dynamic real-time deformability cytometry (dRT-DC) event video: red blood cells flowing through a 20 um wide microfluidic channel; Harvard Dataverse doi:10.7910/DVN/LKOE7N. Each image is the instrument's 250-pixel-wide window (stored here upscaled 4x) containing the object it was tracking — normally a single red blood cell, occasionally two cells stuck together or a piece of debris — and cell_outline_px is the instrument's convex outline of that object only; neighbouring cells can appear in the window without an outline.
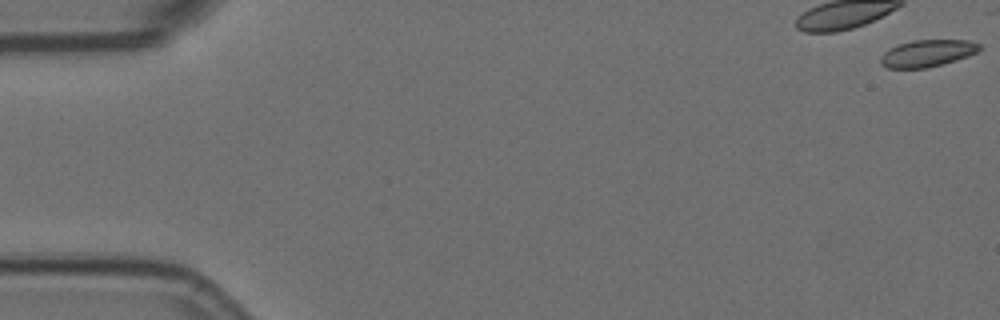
{"species": "Egyptian fruit bat (a non-hibernating species)", "species_latin": "Rousettus aegyptiacus", "temperature_condition": "room temperature", "stored_images_in_passage": 4, "camera_frame_rate_fps": 3000, "um_per_image_px": 0.085, "animal": {"sex": "female"}, "frame": {"image": 1, "passage_image": 1, "time_ms": 0.0, "image_size_px": [1000, 320], "cell_outline_px": [[980, 48], [976, 52], [968, 56], [956, 60], [924, 68], [888, 68], [880, 64], [880, 56], [888, 48], [912, 40], [968, 40], [980, 44]], "centroid_in_image_um": [78.78, 4.52], "position_along_channel_um": 6.2, "area_um2": 15.43}}
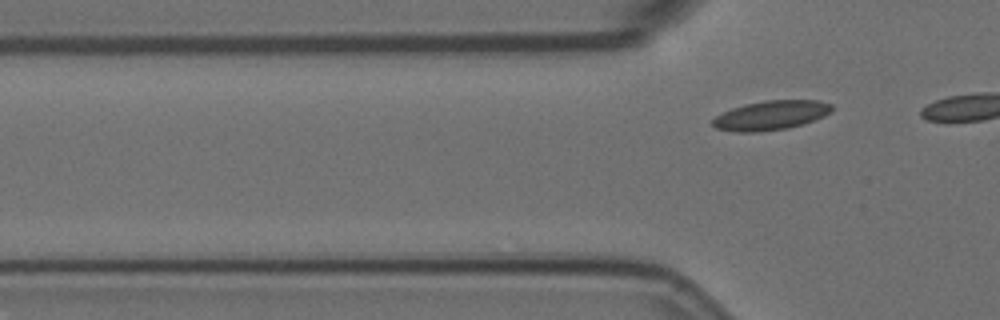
{"frame": {"image": 2, "passage_image": 4, "time_ms": 1.0, "image_size_px": [1000, 320], "cell_outline_px": [[832, 112], [824, 116], [804, 124], [788, 128], [760, 132], [732, 132], [716, 128], [712, 124], [712, 120], [716, 116], [732, 108], [744, 104], [764, 100], [820, 100], [832, 104]], "centroid_in_image_um": [65.54, 9.8], "position_along_channel_um": 60.3, "area_um2": 20.58}}